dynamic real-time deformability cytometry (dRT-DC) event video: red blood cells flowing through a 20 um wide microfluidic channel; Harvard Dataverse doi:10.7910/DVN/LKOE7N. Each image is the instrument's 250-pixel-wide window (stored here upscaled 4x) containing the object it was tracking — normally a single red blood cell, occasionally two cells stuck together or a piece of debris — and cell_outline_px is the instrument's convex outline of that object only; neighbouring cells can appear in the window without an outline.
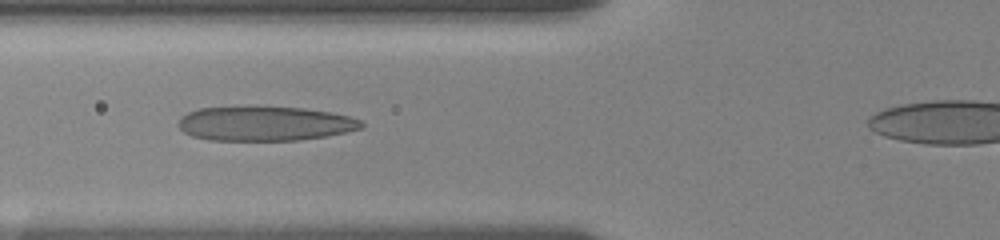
{"species": "human", "species_latin": "Homo sapiens", "temperature_condition": "room temperature", "stored_images_in_passage": 29, "camera_frame_rate_fps": 3000, "um_per_image_px": 0.085, "donor": {"sex": "female"}, "frame": {"image": 1, "passage_image": 9, "time_ms": 1.0, "image_size_px": [1000, 240], "cell_outline_px": [[364, 128], [324, 136], [300, 140], [208, 140], [192, 136], [184, 132], [176, 124], [180, 116], [188, 112], [200, 108], [256, 104], [304, 108], [328, 112], [348, 116], [360, 120], [364, 124]], "centroid_in_image_um": [22.45, 10.47], "position_along_channel_um": 103.4, "area_um2": 37.69}}
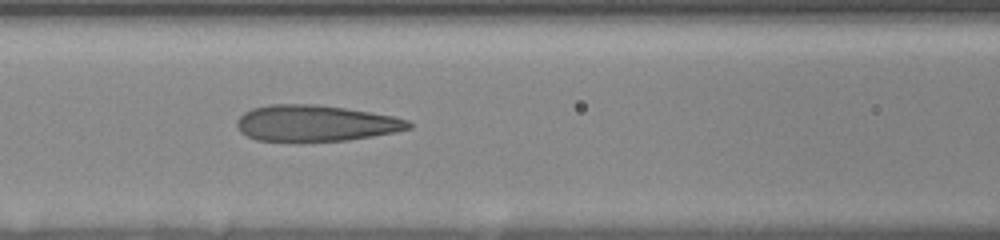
{"frame": {"image": 2, "passage_image": 17, "time_ms": 2.0, "image_size_px": [1000, 240], "cell_outline_px": [[412, 128], [396, 132], [348, 140], [300, 144], [256, 140], [240, 132], [236, 124], [236, 120], [244, 112], [252, 108], [268, 104], [316, 104], [344, 108], [392, 116], [408, 120], [412, 124]], "centroid_in_image_um": [26.76, 10.51], "position_along_channel_um": 139.8, "area_um2": 37.17}}
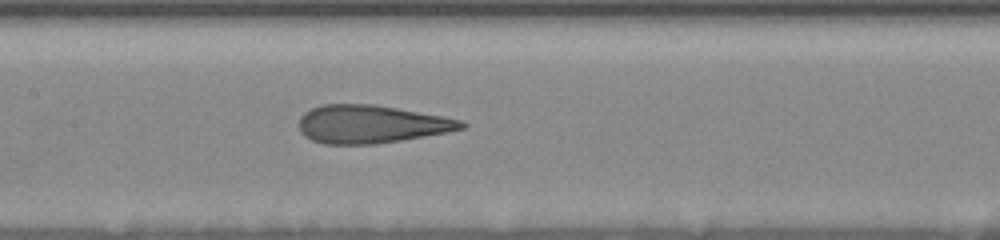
{"frame": {"image": 3, "passage_image": 25, "time_ms": 3.0, "image_size_px": [1000, 240], "cell_outline_px": [[468, 124], [464, 128], [448, 132], [376, 144], [324, 144], [312, 140], [304, 136], [300, 132], [300, 116], [304, 112], [312, 108], [324, 104], [372, 104], [396, 108], [440, 116], [460, 120]], "centroid_in_image_um": [31.51, 10.56], "position_along_channel_um": 175.9, "area_um2": 35.72}}